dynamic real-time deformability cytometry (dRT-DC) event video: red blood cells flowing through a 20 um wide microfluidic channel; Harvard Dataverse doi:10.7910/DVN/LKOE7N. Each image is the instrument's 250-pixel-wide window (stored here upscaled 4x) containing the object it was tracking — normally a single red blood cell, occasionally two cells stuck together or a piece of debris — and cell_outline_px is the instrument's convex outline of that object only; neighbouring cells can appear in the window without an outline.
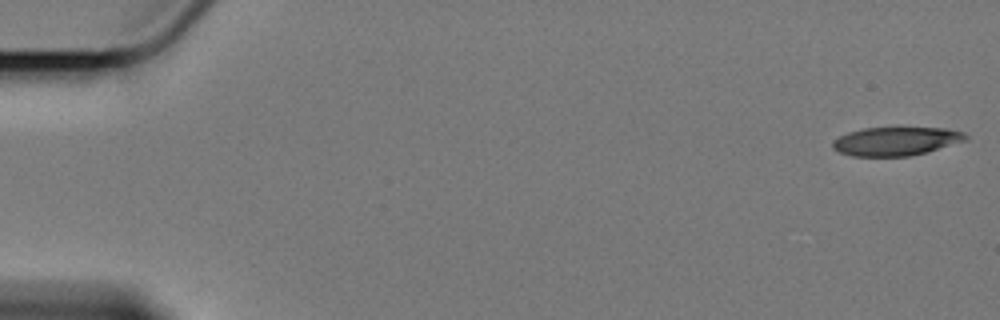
{"species": "Egyptian fruit bat (a non-hibernating species)", "species_latin": "Rousettus aegyptiacus", "temperature_condition": "cold", "stored_images_in_passage": 59, "camera_frame_rate_fps": 3000, "um_per_image_px": 0.085, "animal": {"sex": "female"}, "frame": {"image": 1, "passage_image": 1, "time_ms": 0.0, "image_size_px": [1000, 320], "cell_outline_px": [[968, 140], [924, 152], [908, 156], [852, 156], [840, 152], [832, 148], [832, 140], [848, 132], [864, 128], [944, 128], [964, 132], [968, 136]], "centroid_in_image_um": [76.14, 12.0], "position_along_channel_um": 8.9, "area_um2": 21.96}}
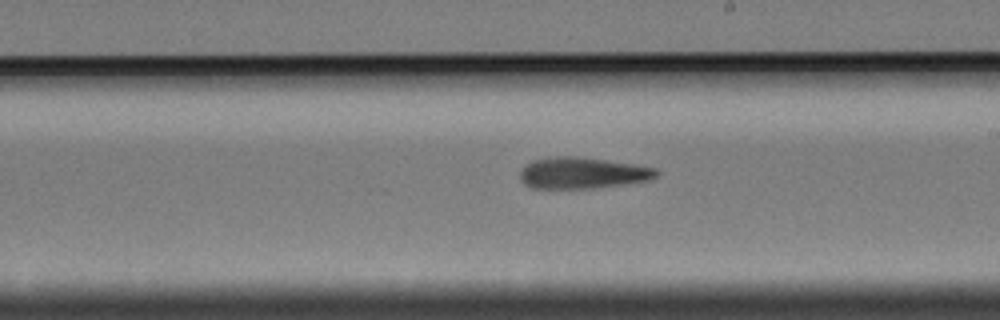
{"frame": {"image": 2, "passage_image": 34, "time_ms": 11.0, "image_size_px": [1000, 320], "cell_outline_px": [[660, 172], [656, 176], [648, 180], [624, 184], [592, 188], [532, 188], [524, 184], [520, 180], [520, 172], [532, 160], [556, 156], [576, 156], [632, 164], [656, 168]], "centroid_in_image_um": [49.49, 14.7], "position_along_channel_um": 239.5, "area_um2": 24.62}}
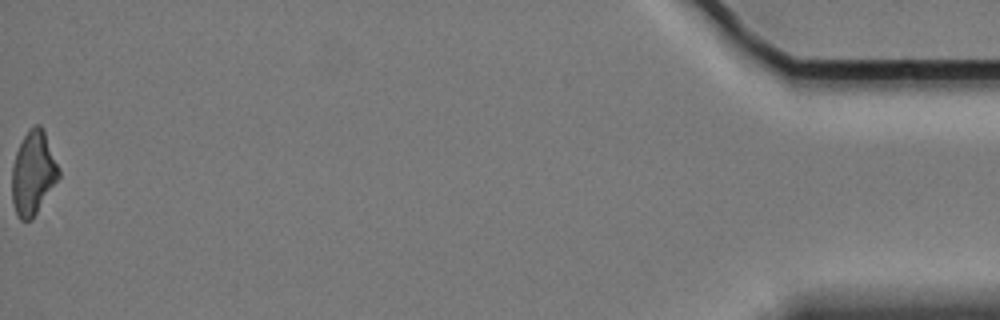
{"frame": {"image": 3, "passage_image": 59, "time_ms": 19.333, "image_size_px": [1000, 320], "cell_outline_px": [[60, 176], [32, 220], [20, 220], [16, 212], [12, 200], [12, 168], [16, 152], [28, 128], [36, 124], [40, 124], [44, 128], [60, 172]], "centroid_in_image_um": [2.82, 14.69], "position_along_channel_um": 432.4, "area_um2": 22.72}}